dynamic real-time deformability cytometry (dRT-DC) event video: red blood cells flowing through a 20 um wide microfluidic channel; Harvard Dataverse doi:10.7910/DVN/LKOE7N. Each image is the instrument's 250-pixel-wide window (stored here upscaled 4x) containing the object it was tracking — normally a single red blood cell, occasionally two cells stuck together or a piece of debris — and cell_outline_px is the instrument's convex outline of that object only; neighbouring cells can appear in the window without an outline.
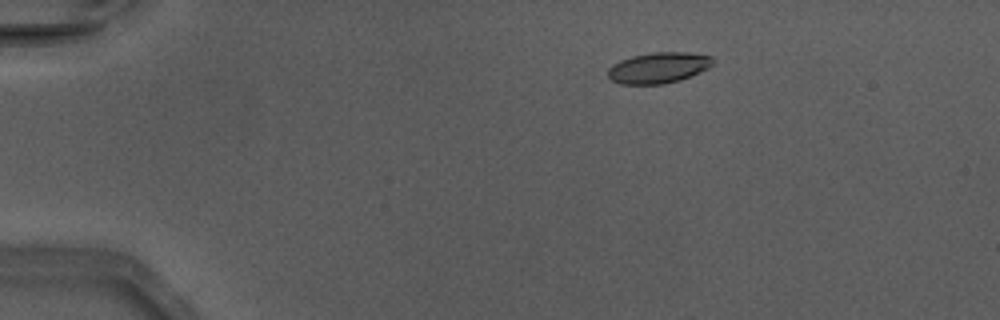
{"species": "Egyptian fruit bat (a non-hibernating species)", "species_latin": "Rousettus aegyptiacus", "temperature_condition": "warm", "stored_images_in_passage": 15, "camera_frame_rate_fps": 3000, "um_per_image_px": 0.085, "animal": {"sex": "male"}, "frame": {"image": 1, "passage_image": 10, "time_ms": 3.0, "image_size_px": [1000, 320], "cell_outline_px": [[716, 60], [708, 68], [700, 72], [680, 80], [664, 84], [620, 84], [612, 80], [608, 76], [608, 68], [612, 64], [620, 60], [632, 56], [652, 52], [688, 52], [712, 56]], "centroid_in_image_um": [55.98, 5.75], "position_along_channel_um": 29.0, "area_um2": 19.02}}